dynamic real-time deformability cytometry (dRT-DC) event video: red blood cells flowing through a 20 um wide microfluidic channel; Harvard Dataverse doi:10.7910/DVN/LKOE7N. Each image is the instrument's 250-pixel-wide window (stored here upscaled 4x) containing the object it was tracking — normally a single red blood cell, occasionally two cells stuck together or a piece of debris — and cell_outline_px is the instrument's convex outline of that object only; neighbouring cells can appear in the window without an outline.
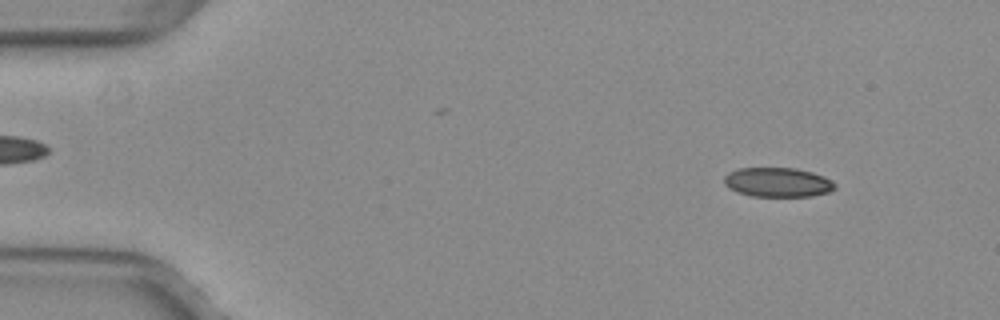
{"species": "common noctule bat (a hibernating species)", "species_latin": "Nyctalus noctula", "temperature_condition": "warm", "stored_images_in_passage": 52, "camera_frame_rate_fps": 3000, "um_per_image_px": 0.085, "animal": {"sex": "female", "body_mass_g": 29.2, "forearm_length_mm": 56.3}, "frame": {"image": 1, "passage_image": 6, "time_ms": 1.667, "image_size_px": [1000, 320], "cell_outline_px": [[836, 188], [828, 192], [812, 196], [752, 196], [736, 192], [728, 188], [724, 184], [724, 176], [728, 172], [740, 168], [796, 168], [812, 172], [824, 176], [832, 180], [836, 184]], "centroid_in_image_um": [66.1, 15.49], "position_along_channel_um": 18.9, "area_um2": 19.13}}
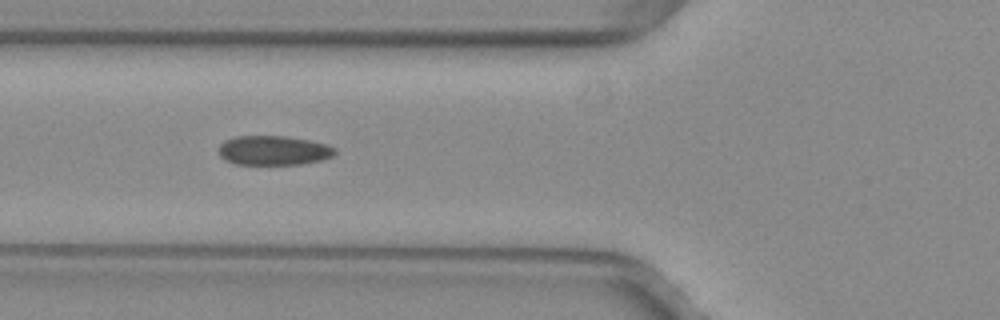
{"frame": {"image": 2, "passage_image": 20, "time_ms": 6.333, "image_size_px": [1000, 320], "cell_outline_px": [[336, 152], [332, 156], [320, 160], [300, 164], [236, 164], [224, 160], [220, 156], [220, 144], [224, 140], [236, 136], [284, 136], [308, 140], [324, 144], [336, 148]], "centroid_in_image_um": [23.22, 12.78], "position_along_channel_um": 102.6, "area_um2": 19.77}}
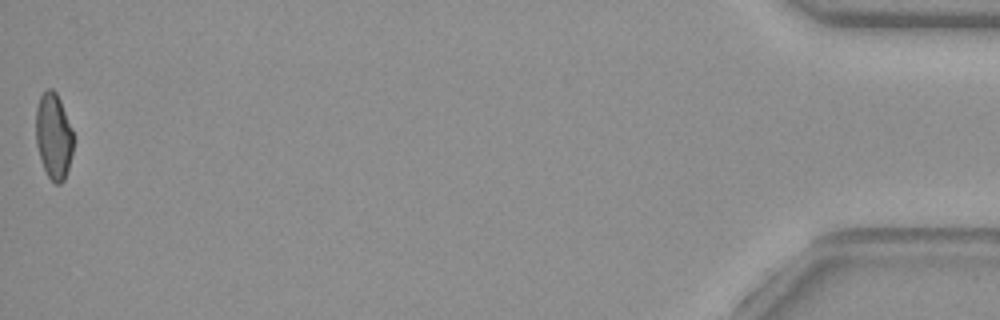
{"frame": {"image": 3, "passage_image": 52, "time_ms": 17.0, "image_size_px": [1000, 320], "cell_outline_px": [[72, 152], [68, 168], [64, 180], [60, 184], [56, 184], [48, 176], [40, 160], [36, 144], [36, 108], [40, 96], [48, 88], [52, 88], [56, 92], [60, 100], [72, 128]], "centroid_in_image_um": [4.54, 11.56], "position_along_channel_um": 430.7, "area_um2": 18.67}, "authors_computed_cell_mechanics": {"area_um2": 19.9699, "velocity_mm_per_s": 4.0174, "shape_relaxation_time_tau1_ms": null, "shape_relaxation_time_tau2_ms": 1.9593, "deformation_change_tau1": null, "deformation_change_tau2": 0.0864}}